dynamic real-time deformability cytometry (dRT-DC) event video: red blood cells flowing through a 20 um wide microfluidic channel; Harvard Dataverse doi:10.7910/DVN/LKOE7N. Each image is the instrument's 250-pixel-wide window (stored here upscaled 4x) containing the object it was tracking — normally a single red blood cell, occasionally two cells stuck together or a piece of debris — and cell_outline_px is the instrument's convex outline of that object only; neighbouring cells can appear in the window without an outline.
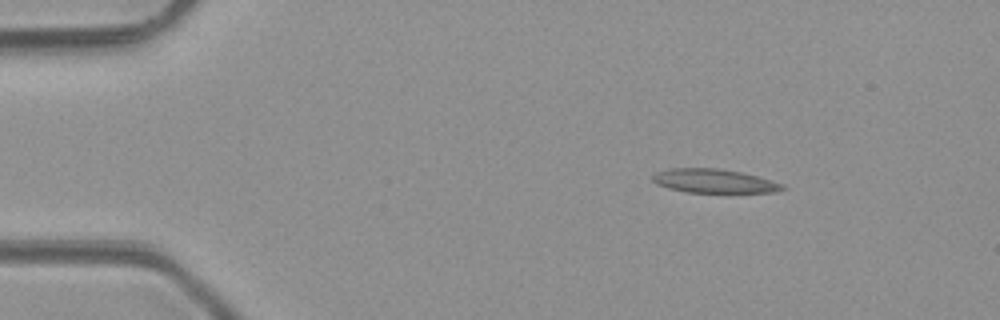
{"species": "common noctule bat (a hibernating species)", "species_latin": "Nyctalus noctula", "temperature_condition": "room temperature", "stored_images_in_passage": 4, "camera_frame_rate_fps": 3000, "um_per_image_px": 0.085, "animal": {"sex": "male", "body_mass_g": 23.1, "forearm_length_mm": 52.7}, "frame": {"image": 1, "passage_image": 2, "time_ms": 1.0, "image_size_px": [1000, 320], "cell_outline_px": [[788, 188], [772, 192], [688, 192], [668, 188], [656, 184], [652, 180], [652, 176], [656, 172], [672, 168], [716, 168], [740, 172], [756, 176], [784, 184]], "centroid_in_image_um": [60.67, 15.38], "position_along_channel_um": 24.3, "area_um2": 17.86}}